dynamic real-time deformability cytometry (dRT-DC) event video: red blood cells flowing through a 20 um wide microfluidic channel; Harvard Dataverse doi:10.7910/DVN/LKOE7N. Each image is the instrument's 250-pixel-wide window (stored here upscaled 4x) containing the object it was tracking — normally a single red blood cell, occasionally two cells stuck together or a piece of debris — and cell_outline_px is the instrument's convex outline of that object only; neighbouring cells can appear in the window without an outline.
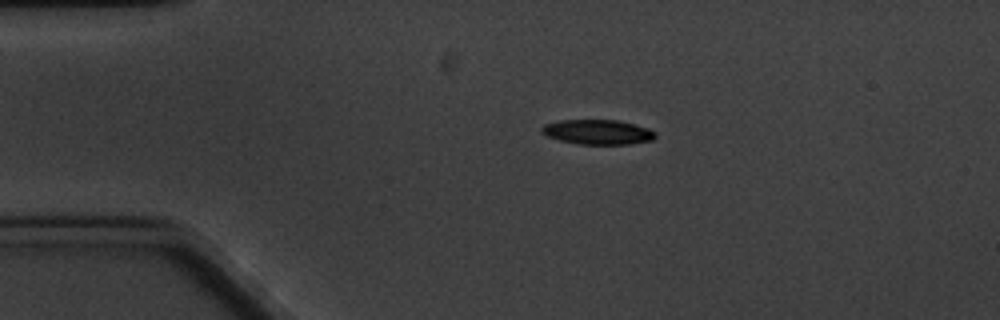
{"species": "common noctule bat (a hibernating species)", "species_latin": "Nyctalus noctula", "temperature_condition": "cold", "stored_images_in_passage": 6, "camera_frame_rate_fps": 3000, "um_per_image_px": 0.085, "animal": {"sex": "male", "body_mass_g": 20.1, "forearm_length_mm": 53.5}, "frame": {"image": 1, "passage_image": 1, "time_ms": 0.0, "image_size_px": [1000, 320], "cell_outline_px": [[656, 136], [652, 140], [628, 144], [576, 144], [560, 140], [548, 136], [540, 132], [540, 128], [544, 124], [560, 120], [616, 120], [648, 128], [656, 132]], "centroid_in_image_um": [50.78, 11.22], "position_along_channel_um": 34.2, "area_um2": 16.36}}
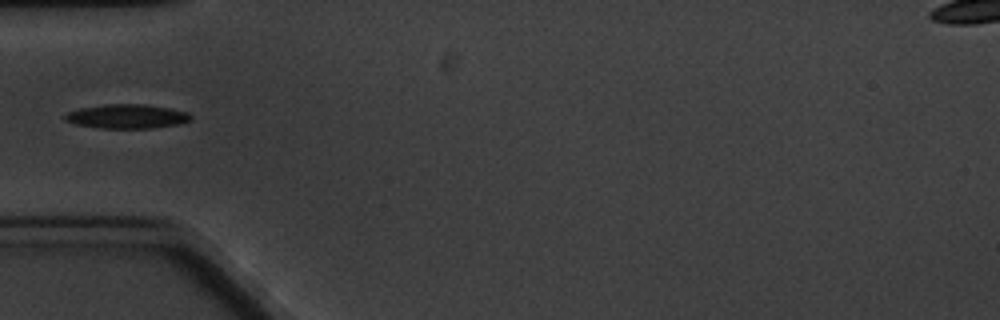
{"frame": {"image": 2, "passage_image": 3, "time_ms": 2.333, "image_size_px": [1000, 320], "cell_outline_px": [[192, 116], [188, 120], [176, 124], [152, 128], [100, 128], [76, 124], [64, 120], [64, 116], [68, 112], [80, 108], [104, 104], [144, 104], [168, 108], [188, 112]], "centroid_in_image_um": [10.75, 9.88], "position_along_channel_um": 74.3, "area_um2": 17.51}}